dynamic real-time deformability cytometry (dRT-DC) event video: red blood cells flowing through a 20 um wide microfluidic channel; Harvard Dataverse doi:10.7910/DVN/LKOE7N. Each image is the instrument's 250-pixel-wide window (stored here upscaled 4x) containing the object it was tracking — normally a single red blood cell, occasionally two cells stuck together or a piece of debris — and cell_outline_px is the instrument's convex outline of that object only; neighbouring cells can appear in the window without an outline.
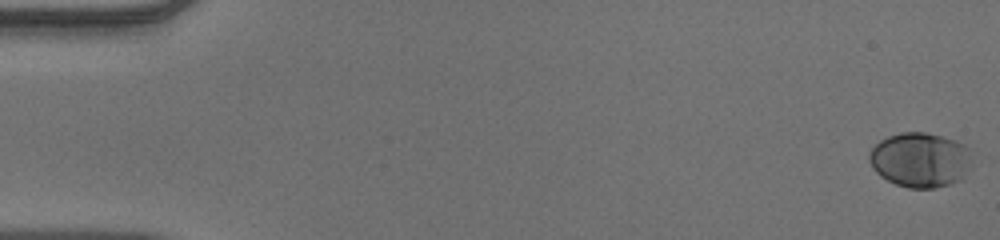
{"species": "human", "species_latin": "Homo sapiens", "temperature_condition": "warm", "stored_images_in_passage": 54, "camera_frame_rate_fps": 3000, "um_per_image_px": 0.085, "donor": {"sex": "male"}, "frame": {"image": 1, "passage_image": 1, "time_ms": 0.0, "image_size_px": [1000, 240], "cell_outline_px": [[972, 156], [964, 180], [936, 188], [908, 188], [896, 184], [880, 176], [872, 168], [868, 160], [868, 152], [880, 140], [888, 136], [900, 132], [924, 132], [956, 140], [964, 144], [968, 148]], "centroid_in_image_um": [78.21, 13.59], "position_along_channel_um": 6.8, "area_um2": 33.18}}
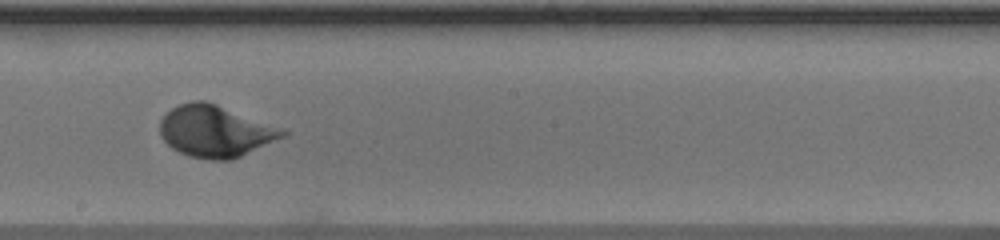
{"frame": {"image": 2, "passage_image": 31, "time_ms": 10.0, "image_size_px": [1000, 240], "cell_outline_px": [[288, 132], [284, 136], [232, 160], [208, 160], [188, 156], [172, 148], [160, 136], [160, 120], [172, 108], [180, 104], [192, 100], [204, 100], [216, 104], [284, 128]], "centroid_in_image_um": [18.29, 11.15], "position_along_channel_um": 229.9, "area_um2": 36.82}}
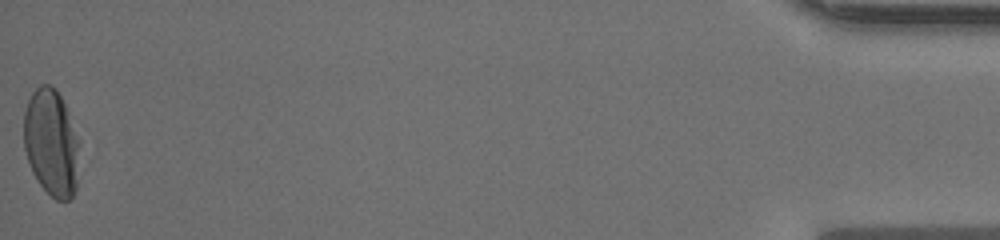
{"frame": {"image": 3, "passage_image": 54, "time_ms": 17.667, "image_size_px": [1000, 240], "cell_outline_px": [[80, 144], [76, 188], [72, 196], [68, 200], [56, 200], [40, 184], [32, 172], [24, 148], [24, 112], [28, 100], [32, 92], [40, 84], [48, 84], [56, 88], [68, 112], [80, 140]], "centroid_in_image_um": [4.37, 12.11], "position_along_channel_um": 430.8, "area_um2": 34.8}, "authors_computed_cell_mechanics": {"area_um2": 33.3217, "velocity_mm_per_s": 3.8836, "shape_relaxation_time_tau1_ms": 2.4079, "shape_relaxation_time_tau2_ms": null, "deformation_change_tau1": 0.1441, "deformation_change_tau2": null}}